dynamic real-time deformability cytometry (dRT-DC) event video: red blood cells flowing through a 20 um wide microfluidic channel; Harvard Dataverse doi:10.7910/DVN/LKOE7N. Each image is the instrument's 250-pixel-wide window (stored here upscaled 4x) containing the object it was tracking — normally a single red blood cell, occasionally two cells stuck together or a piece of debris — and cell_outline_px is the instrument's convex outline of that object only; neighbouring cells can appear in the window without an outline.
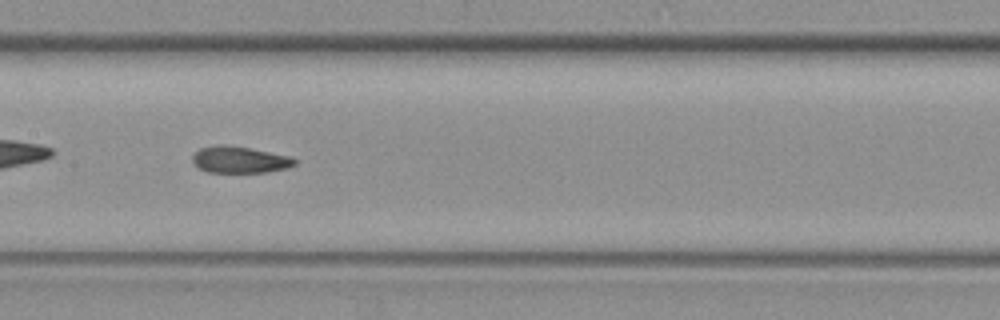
{"species": "common noctule bat (a hibernating species)", "species_latin": "Nyctalus noctula", "temperature_condition": "warm", "stored_images_in_passage": 30, "camera_frame_rate_fps": 3000, "um_per_image_px": 0.085, "animal": {"sex": "female", "body_mass_g": 19.3, "forearm_length_mm": 54.1}, "frame": {"image": 1, "passage_image": 17, "time_ms": 5.333, "image_size_px": [1000, 320], "cell_outline_px": [[296, 164], [288, 168], [268, 172], [208, 172], [200, 168], [192, 160], [192, 156], [200, 148], [216, 144], [228, 144], [292, 156], [296, 160]], "centroid_in_image_um": [20.4, 13.56], "position_along_channel_um": 187.0, "area_um2": 15.95}}
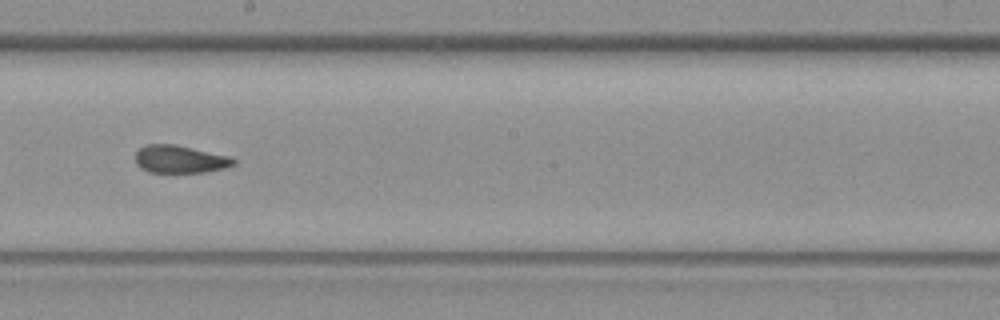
{"frame": {"image": 2, "passage_image": 21, "time_ms": 6.667, "image_size_px": [1000, 320], "cell_outline_px": [[236, 164], [224, 168], [204, 172], [148, 172], [140, 168], [136, 164], [136, 152], [140, 148], [148, 144], [172, 144], [228, 156], [236, 160]], "centroid_in_image_um": [15.27, 13.54], "position_along_channel_um": 232.9, "area_um2": 15.61}}